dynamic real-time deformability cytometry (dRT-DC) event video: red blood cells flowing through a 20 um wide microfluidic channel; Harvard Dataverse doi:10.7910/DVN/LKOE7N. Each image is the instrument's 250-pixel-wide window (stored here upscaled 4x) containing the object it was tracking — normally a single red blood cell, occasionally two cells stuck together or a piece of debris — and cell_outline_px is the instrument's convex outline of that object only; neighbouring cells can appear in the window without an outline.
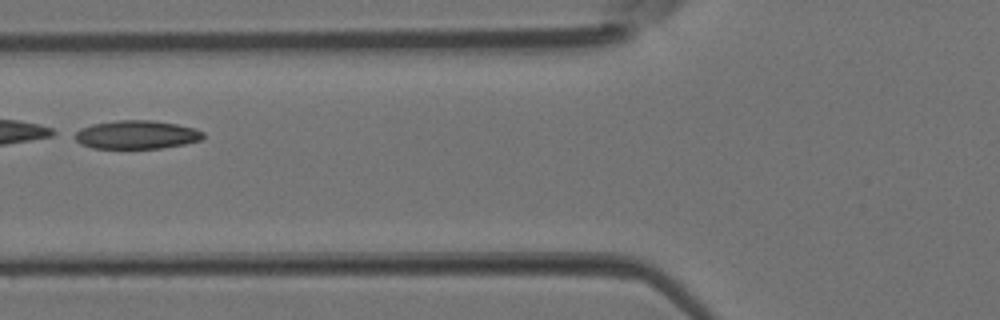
{"species": "Egyptian fruit bat (a non-hibernating species)", "species_latin": "Rousettus aegyptiacus", "temperature_condition": "room temperature", "stored_images_in_passage": 2, "camera_frame_rate_fps": 3000, "um_per_image_px": 0.085, "animal": {"sex": "female"}, "frame": {"image": 1, "passage_image": 2, "time_ms": 0.333, "image_size_px": [1000, 320], "cell_outline_px": [[204, 136], [200, 140], [184, 144], [160, 148], [92, 148], [80, 144], [68, 136], [72, 132], [80, 128], [92, 124], [116, 120], [152, 120], [176, 124], [196, 128], [204, 132]], "centroid_in_image_um": [11.51, 11.44], "position_along_channel_um": 114.3, "area_um2": 21.68}}